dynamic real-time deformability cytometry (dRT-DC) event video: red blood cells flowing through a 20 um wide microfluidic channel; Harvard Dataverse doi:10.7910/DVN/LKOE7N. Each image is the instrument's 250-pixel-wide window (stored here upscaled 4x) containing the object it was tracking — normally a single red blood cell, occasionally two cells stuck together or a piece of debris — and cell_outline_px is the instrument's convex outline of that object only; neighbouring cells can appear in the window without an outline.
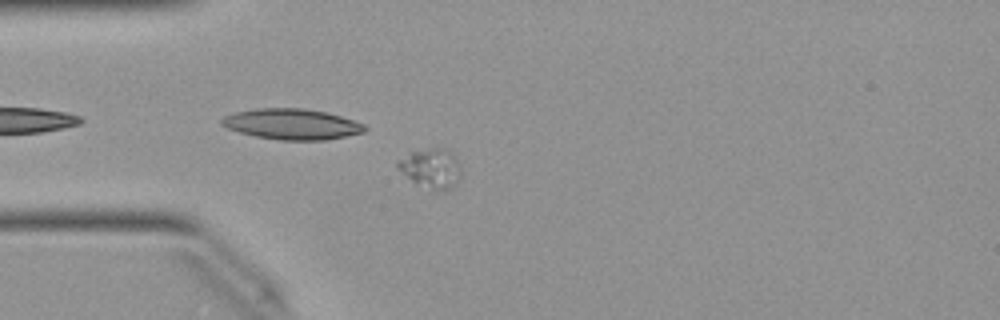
{"species": "Egyptian fruit bat (a non-hibernating species)", "species_latin": "Rousettus aegyptiacus", "temperature_condition": "warm", "stored_images_in_passage": 54, "camera_frame_rate_fps": 3000, "um_per_image_px": 0.085, "animal": {"sex": "female"}, "frame": {"image": 1, "passage_image": 16, "time_ms": 5.0, "image_size_px": [1000, 320], "cell_outline_px": [[460, 176], [452, 188], [444, 192], [432, 192], [416, 184], [396, 168], [396, 160], [412, 152], [432, 148], [444, 148], [460, 164]], "centroid_in_image_um": [36.61, 14.37], "position_along_channel_um": 48.4, "area_um2": 14.74}}
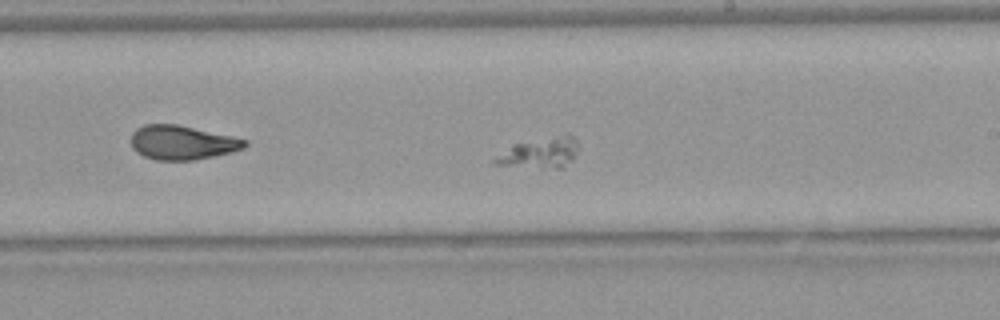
{"frame": {"image": 2, "passage_image": 32, "time_ms": 10.333, "image_size_px": [1000, 320], "cell_outline_px": [[576, 152], [572, 160], [564, 168], [556, 168], [492, 164], [492, 160], [512, 144], [564, 132], [568, 132], [576, 140]], "centroid_in_image_um": [45.93, 12.94], "position_along_channel_um": 243.1, "area_um2": 14.97}}
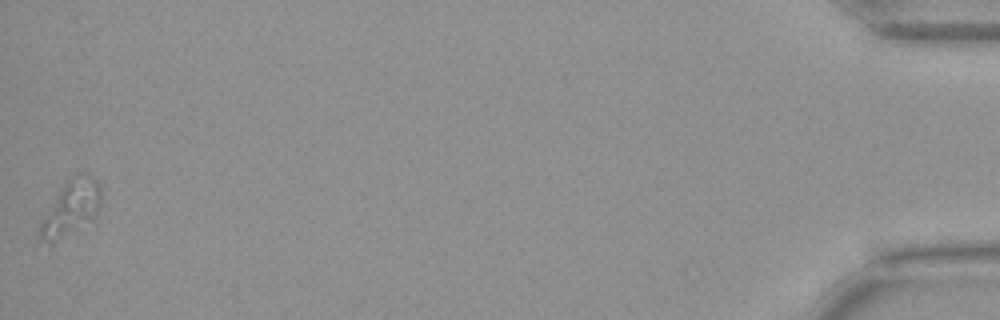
{"frame": {"image": 3, "passage_image": 54, "time_ms": 17.667, "image_size_px": [1000, 320], "cell_outline_px": [[100, 204], [96, 212], [92, 216], [48, 248], [36, 236], [36, 228], [60, 188], [72, 176], [80, 172], [84, 172], [92, 176], [100, 184]], "centroid_in_image_um": [5.92, 17.71], "position_along_channel_um": 429.3, "area_um2": 19.59}}